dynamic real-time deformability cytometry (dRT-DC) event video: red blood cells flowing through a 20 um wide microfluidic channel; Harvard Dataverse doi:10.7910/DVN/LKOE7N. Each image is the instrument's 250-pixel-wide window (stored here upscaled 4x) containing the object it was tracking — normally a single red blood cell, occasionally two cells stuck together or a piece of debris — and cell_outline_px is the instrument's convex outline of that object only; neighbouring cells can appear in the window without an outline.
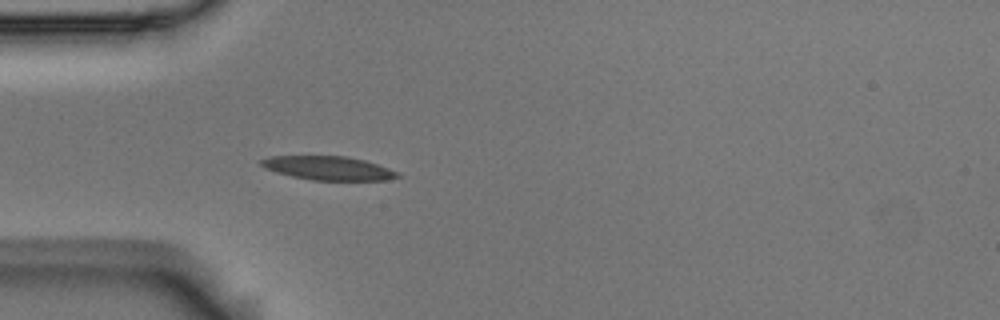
{"species": "Egyptian fruit bat (a non-hibernating species)", "species_latin": "Rousettus aegyptiacus", "temperature_condition": "room temperature", "stored_images_in_passage": 5, "camera_frame_rate_fps": 3000, "um_per_image_px": 0.085, "animal": {"sex": "male"}, "frame": {"image": 1, "passage_image": 5, "time_ms": 1.333, "image_size_px": [1000, 320], "cell_outline_px": [[400, 176], [388, 180], [312, 180], [292, 176], [276, 172], [264, 168], [260, 164], [260, 160], [272, 156], [344, 156], [364, 160], [400, 172]], "centroid_in_image_um": [27.91, 14.29], "position_along_channel_um": 57.1, "area_um2": 18.79}}